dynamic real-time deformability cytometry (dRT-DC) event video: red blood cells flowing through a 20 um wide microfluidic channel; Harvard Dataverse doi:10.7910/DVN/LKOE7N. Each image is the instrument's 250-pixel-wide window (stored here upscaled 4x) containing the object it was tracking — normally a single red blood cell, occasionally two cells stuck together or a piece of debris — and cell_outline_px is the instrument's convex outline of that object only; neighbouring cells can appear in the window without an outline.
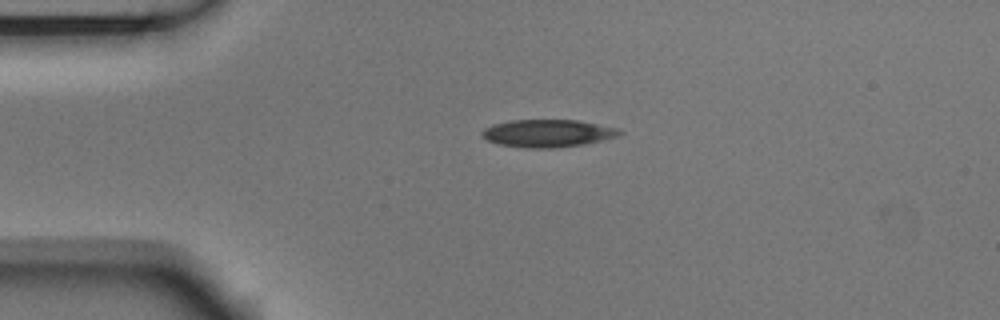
{"species": "Egyptian fruit bat (a non-hibernating species)", "species_latin": "Rousettus aegyptiacus", "temperature_condition": "room temperature", "stored_images_in_passage": 43, "camera_frame_rate_fps": 3000, "um_per_image_px": 0.085, "animal": {"sex": "male"}, "frame": {"image": 1, "passage_image": 1, "time_ms": 0.0, "image_size_px": [1000, 320], "cell_outline_px": [[624, 132], [620, 136], [584, 144], [552, 148], [528, 148], [500, 144], [488, 140], [480, 136], [480, 132], [484, 128], [492, 124], [508, 120], [576, 120], [620, 128]], "centroid_in_image_um": [46.56, 11.32], "position_along_channel_um": 38.4, "area_um2": 22.25}}
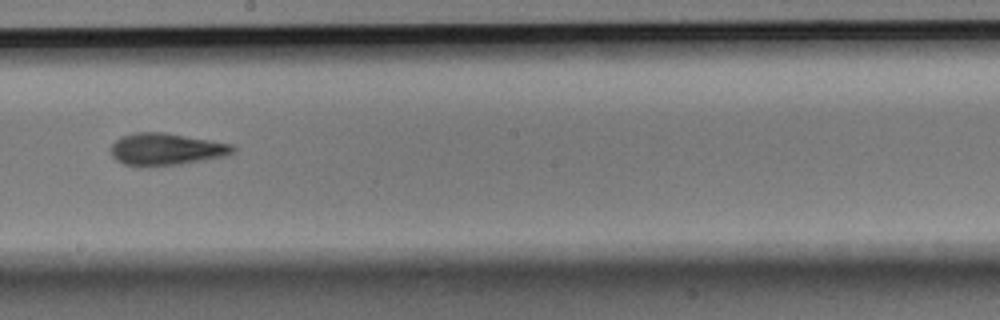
{"frame": {"image": 2, "passage_image": 19, "time_ms": 6.0, "image_size_px": [1000, 320], "cell_outline_px": [[236, 152], [224, 156], [180, 164], [148, 168], [140, 168], [124, 164], [116, 160], [112, 156], [112, 144], [120, 136], [136, 132], [164, 132], [232, 144], [236, 148]], "centroid_in_image_um": [14.09, 12.7], "position_along_channel_um": 234.1, "area_um2": 23.12}}
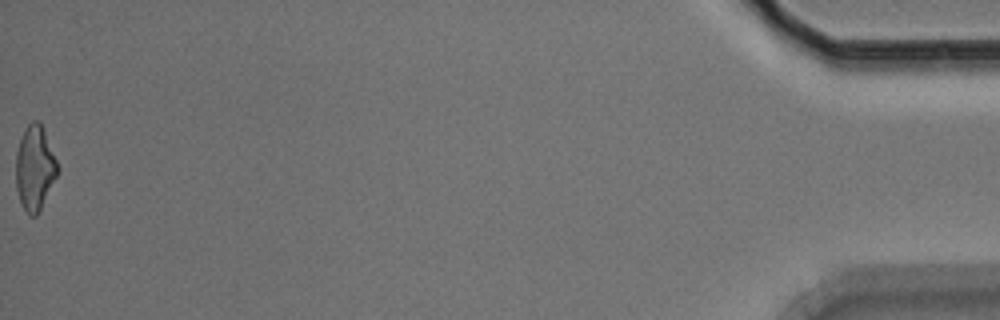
{"frame": {"image": 3, "passage_image": 43, "time_ms": 14.0, "image_size_px": [1000, 320], "cell_outline_px": [[60, 172], [36, 216], [28, 216], [20, 200], [16, 188], [16, 152], [20, 140], [28, 124], [32, 120], [36, 120], [40, 124], [44, 132], [60, 168]], "centroid_in_image_um": [2.97, 14.31], "position_along_channel_um": 432.2, "area_um2": 20.35}, "authors_computed_cell_mechanics": {"area_um2": 22.253, "velocity_mm_per_s": 3.7275, "shape_relaxation_time_tau1_ms": 4.7483, "shape_relaxation_time_tau2_ms": 3.9746, "deformation_change_tau1": 0.1518, "deformation_change_tau2": 0.1297}}